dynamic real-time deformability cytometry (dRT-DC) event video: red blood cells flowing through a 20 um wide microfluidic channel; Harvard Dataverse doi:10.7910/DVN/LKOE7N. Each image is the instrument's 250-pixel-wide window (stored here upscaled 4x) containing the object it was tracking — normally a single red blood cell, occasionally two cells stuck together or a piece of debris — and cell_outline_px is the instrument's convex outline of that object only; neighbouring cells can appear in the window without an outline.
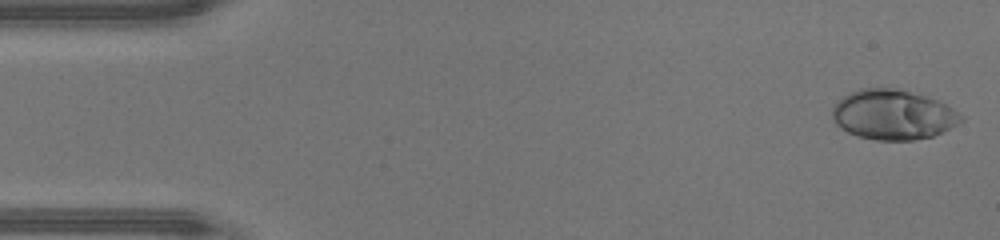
{"species": "human", "species_latin": "Homo sapiens", "temperature_condition": "warm", "stored_images_in_passage": 46, "camera_frame_rate_fps": 3000, "um_per_image_px": 0.085, "donor": {"sex": "male"}, "frame": {"image": 1, "passage_image": 1, "time_ms": 0.0, "image_size_px": [1000, 240], "cell_outline_px": [[964, 120], [932, 136], [912, 140], [876, 140], [856, 136], [840, 128], [832, 120], [832, 108], [844, 96], [860, 88], [896, 88], [924, 96], [936, 100], [952, 108], [964, 116]], "centroid_in_image_um": [75.88, 9.76], "position_along_channel_um": 9.1, "area_um2": 37.11}}
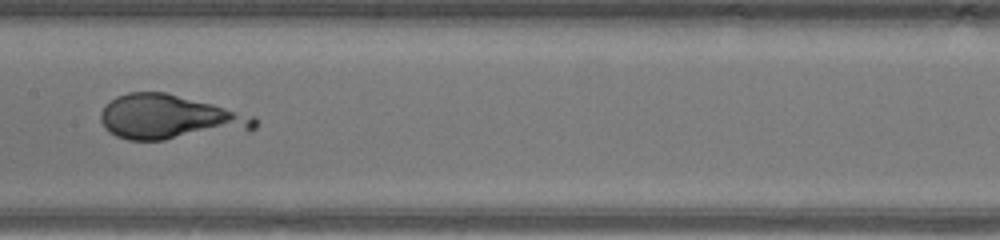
{"frame": {"image": 2, "passage_image": 23, "time_ms": 7.333, "image_size_px": [1000, 240], "cell_outline_px": [[260, 120], [256, 128], [252, 132], [164, 140], [128, 140], [116, 136], [108, 132], [104, 128], [100, 120], [100, 112], [116, 96], [128, 92], [164, 92], [212, 104], [256, 116]], "centroid_in_image_um": [14.52, 10.01], "position_along_channel_um": 192.9, "area_um2": 40.81}}
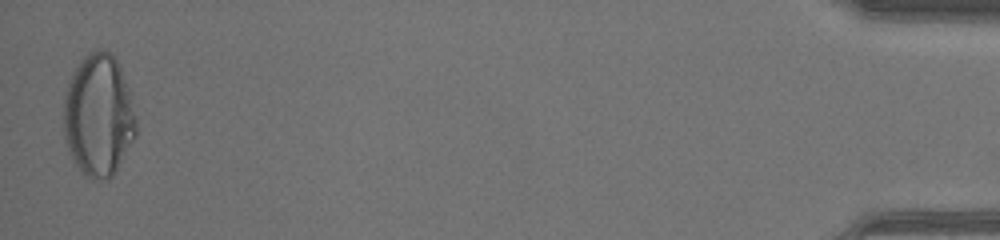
{"frame": {"image": 3, "passage_image": 46, "time_ms": 15.0, "image_size_px": [1000, 240], "cell_outline_px": [[136, 136], [116, 172], [108, 180], [104, 180], [84, 176], [80, 172], [68, 148], [64, 136], [64, 96], [72, 72], [80, 60], [88, 52], [96, 48], [104, 48], [112, 52], [116, 56], [128, 88], [136, 116]], "centroid_in_image_um": [8.39, 9.78], "position_along_channel_um": 426.8, "area_um2": 52.19}}